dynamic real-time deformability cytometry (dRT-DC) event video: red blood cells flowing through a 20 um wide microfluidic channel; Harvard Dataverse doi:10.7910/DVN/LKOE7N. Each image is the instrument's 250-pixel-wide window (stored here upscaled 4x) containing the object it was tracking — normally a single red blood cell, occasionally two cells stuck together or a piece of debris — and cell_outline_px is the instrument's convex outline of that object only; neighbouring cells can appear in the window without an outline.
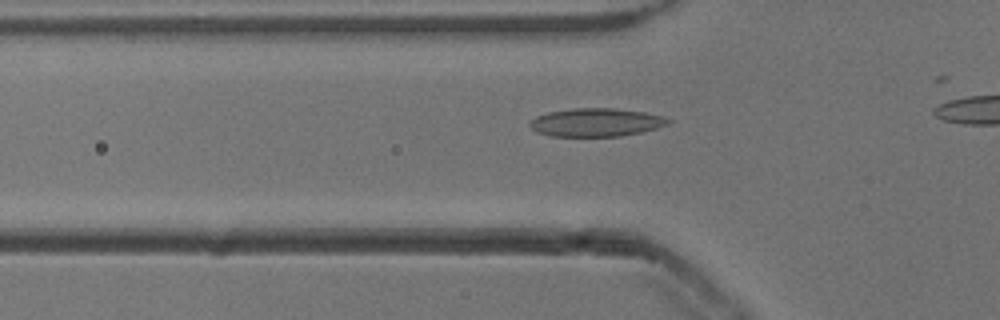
{"species": "common noctule bat (a hibernating species)", "species_latin": "Nyctalus noctula", "temperature_condition": "cold", "stored_images_in_passage": 15, "camera_frame_rate_fps": 3000, "um_per_image_px": 0.085, "animal": {"sex": "male", "body_mass_g": 13.3}, "frame": {"image": 1, "passage_image": 10, "time_ms": 3.0, "image_size_px": [1000, 320], "cell_outline_px": [[672, 120], [668, 124], [656, 128], [640, 132], [620, 136], [552, 136], [536, 132], [528, 124], [536, 116], [548, 112], [572, 108], [616, 108], [644, 112], [664, 116]], "centroid_in_image_um": [50.67, 10.39], "position_along_channel_um": 75.1, "area_um2": 22.77}}
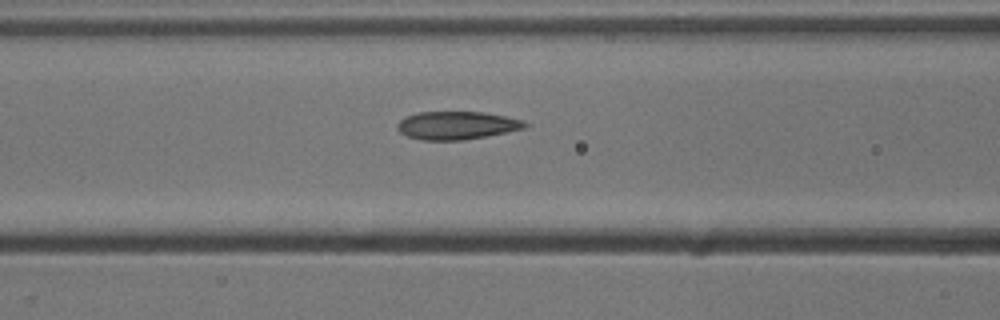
{"frame": {"image": 2, "passage_image": 14, "time_ms": 4.333, "image_size_px": [1000, 320], "cell_outline_px": [[528, 124], [524, 128], [508, 132], [464, 140], [420, 140], [408, 136], [400, 132], [396, 128], [396, 124], [404, 116], [416, 112], [484, 112], [524, 120]], "centroid_in_image_um": [38.79, 10.65], "position_along_channel_um": 127.8, "area_um2": 20.98}}